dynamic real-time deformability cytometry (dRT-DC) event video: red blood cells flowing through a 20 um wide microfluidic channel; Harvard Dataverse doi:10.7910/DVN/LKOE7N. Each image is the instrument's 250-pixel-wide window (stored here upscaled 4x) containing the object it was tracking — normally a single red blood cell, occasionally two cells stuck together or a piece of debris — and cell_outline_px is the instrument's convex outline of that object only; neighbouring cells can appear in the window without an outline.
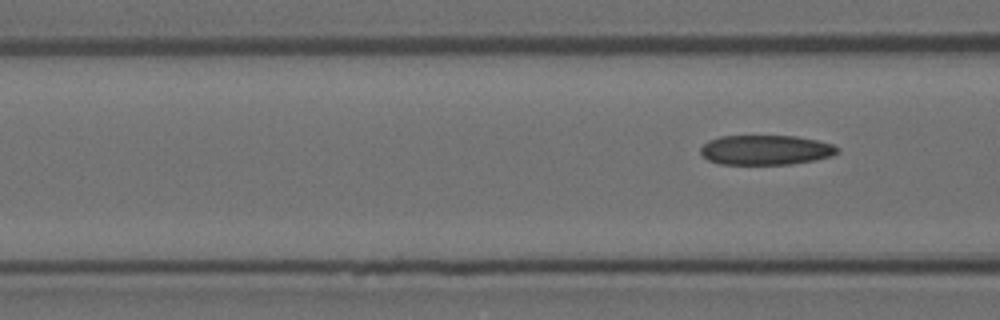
{"species": "Egyptian fruit bat (a non-hibernating species)", "species_latin": "Rousettus aegyptiacus", "temperature_condition": "room temperature", "stored_images_in_passage": 6, "camera_frame_rate_fps": 3000, "um_per_image_px": 0.085, "animal": {"sex": "female"}, "frame": {"image": 1, "passage_image": 6, "time_ms": 1.667, "image_size_px": [1000, 320], "cell_outline_px": [[840, 152], [832, 156], [816, 160], [792, 164], [720, 164], [708, 160], [700, 152], [700, 148], [708, 140], [720, 136], [796, 136], [816, 140], [832, 144], [840, 148]], "centroid_in_image_um": [65.11, 12.75], "position_along_channel_um": 101.5, "area_um2": 23.87}}